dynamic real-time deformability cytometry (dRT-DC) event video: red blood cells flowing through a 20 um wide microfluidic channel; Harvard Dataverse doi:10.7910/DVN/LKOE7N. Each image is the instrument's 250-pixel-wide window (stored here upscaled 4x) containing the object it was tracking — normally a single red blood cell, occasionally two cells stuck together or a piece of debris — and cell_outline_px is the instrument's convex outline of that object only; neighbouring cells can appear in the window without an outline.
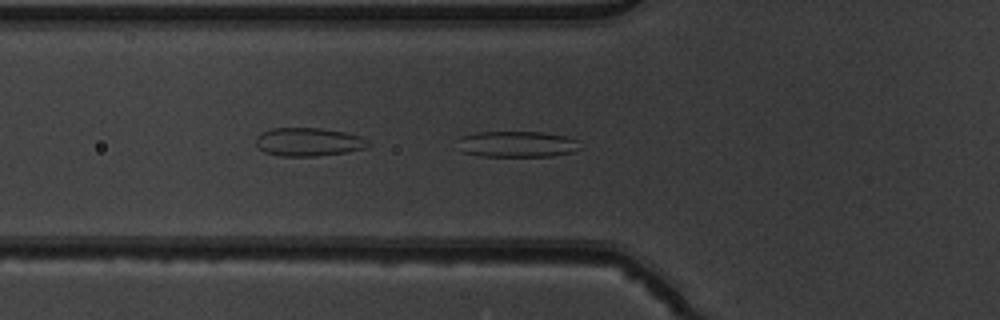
{"species": "common noctule bat (a hibernating species)", "species_latin": "Nyctalus noctula", "temperature_condition": "warm", "stored_images_in_passage": 50, "segment_of_instrument_passage": [1, 2], "camera_frame_rate_fps": 3000, "um_per_image_px": 0.085, "animal": {"sex": "male", "body_mass_g": 19.5, "forearm_length_mm": 54.6}, "frame": {"image": 1, "passage_image": 15, "time_ms": 4.667, "image_size_px": [1000, 320], "cell_outline_px": [[584, 148], [572, 152], [552, 156], [480, 156], [464, 152], [460, 140], [460, 136], [476, 132], [544, 132], [564, 136], [576, 140]], "centroid_in_image_um": [44.02, 12.25], "position_along_channel_um": 81.8, "area_um2": 18.44}}
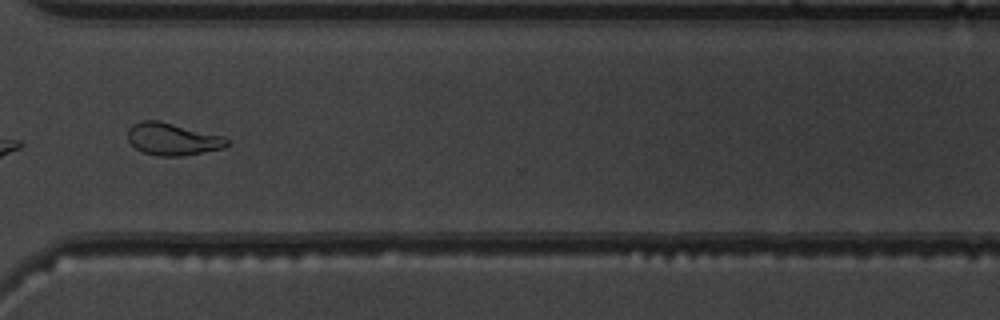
{"frame": {"image": 2, "passage_image": 36, "time_ms": 11.667, "image_size_px": [1000, 320], "cell_outline_px": [[228, 144], [224, 148], [180, 156], [156, 156], [144, 152], [136, 148], [128, 140], [128, 128], [132, 124], [140, 120], [160, 120], [224, 136], [228, 140]], "centroid_in_image_um": [14.65, 11.81], "position_along_channel_um": 356.0, "area_um2": 18.73}}
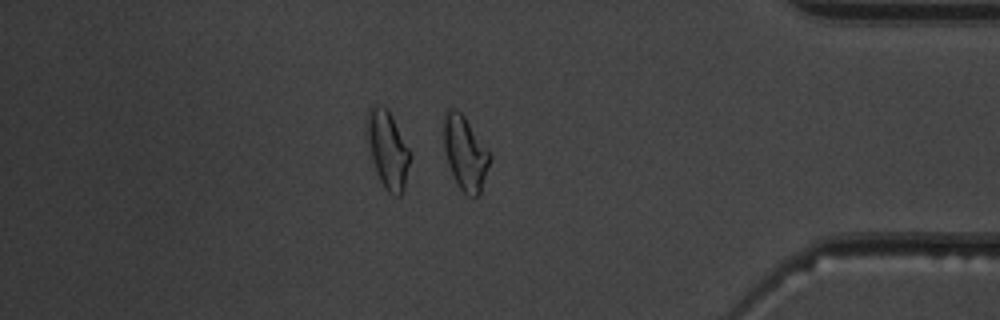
{"frame": {"image": 3, "passage_image": 41, "time_ms": 13.333, "image_size_px": [1000, 320], "cell_outline_px": [[492, 156], [480, 192], [476, 196], [468, 196], [456, 184], [448, 164], [444, 148], [444, 116], [448, 108], [452, 108], [460, 112], [464, 116]], "centroid_in_image_um": [39.53, 13.02], "position_along_channel_um": 395.7, "area_um2": 19.54}}